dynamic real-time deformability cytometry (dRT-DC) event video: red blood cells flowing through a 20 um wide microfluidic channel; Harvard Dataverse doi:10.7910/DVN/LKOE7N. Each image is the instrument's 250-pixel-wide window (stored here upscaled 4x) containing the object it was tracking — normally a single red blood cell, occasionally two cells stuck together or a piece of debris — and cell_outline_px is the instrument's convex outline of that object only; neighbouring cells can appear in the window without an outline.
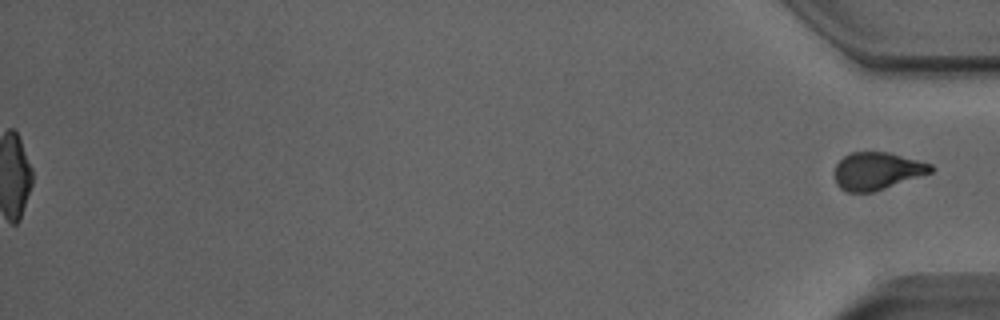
{"species": "Egyptian fruit bat (a non-hibernating species)", "species_latin": "Rousettus aegyptiacus", "temperature_condition": "room temperature", "stored_images_in_passage": 53, "segment_of_instrument_passage": [2, 2], "camera_frame_rate_fps": 3000, "um_per_image_px": 0.085, "animal": {"sex": "male"}, "frame": {"image": 1, "passage_image": 53, "time_ms": 17.333, "image_size_px": [1000, 320], "cell_outline_px": [[936, 168], [932, 172], [872, 192], [848, 192], [840, 188], [836, 184], [836, 164], [844, 156], [852, 152], [888, 152], [932, 164]], "centroid_in_image_um": [74.56, 14.52], "position_along_channel_um": 360.6, "area_um2": 20.75}}